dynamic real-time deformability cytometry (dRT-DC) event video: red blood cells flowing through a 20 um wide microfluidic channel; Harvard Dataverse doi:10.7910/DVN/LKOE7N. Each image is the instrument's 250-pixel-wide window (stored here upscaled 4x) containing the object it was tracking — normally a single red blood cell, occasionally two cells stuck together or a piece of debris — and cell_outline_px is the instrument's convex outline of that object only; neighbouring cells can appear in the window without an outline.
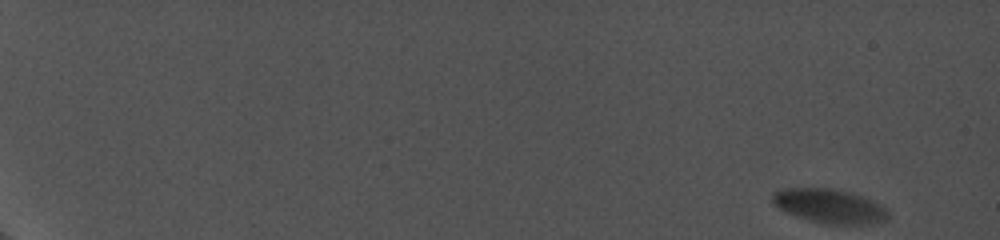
{"species": "common noctule bat (a hibernating species)", "species_latin": "Nyctalus noctula", "temperature_condition": "cold", "stored_images_in_passage": 16, "camera_frame_rate_fps": 5000, "um_per_image_px": 0.085, "animal": {"sex": "female", "body_mass_g": 19.0, "forearm_length_mm": 56.7}, "frame": {"image": 1, "passage_image": 1, "time_ms": 0.0, "image_size_px": [1000, 240], "cell_outline_px": [[888, 220], [868, 224], [828, 224], [796, 216], [784, 212], [772, 200], [772, 192], [780, 188], [832, 188], [852, 192], [872, 200], [880, 204], [888, 212]], "centroid_in_image_um": [70.5, 17.5], "position_along_channel_um": 14.5, "area_um2": 23.0}}
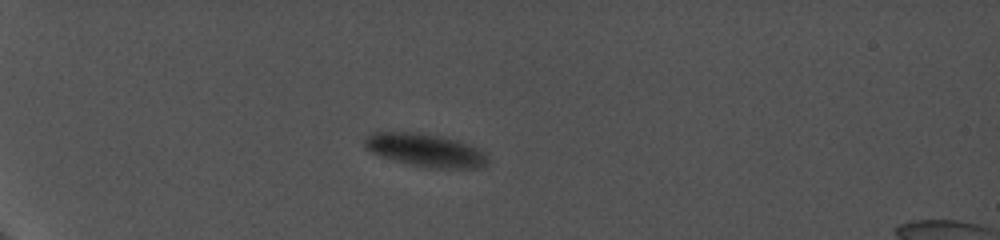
{"frame": {"image": 2, "passage_image": 7, "time_ms": 5.8, "image_size_px": [1000, 240], "cell_outline_px": [[488, 164], [484, 168], [424, 168], [392, 160], [380, 156], [364, 148], [364, 136], [372, 132], [416, 132], [440, 136], [460, 140], [484, 152], [488, 156]], "centroid_in_image_um": [36.15, 12.77], "position_along_channel_um": 48.8, "area_um2": 24.16}}
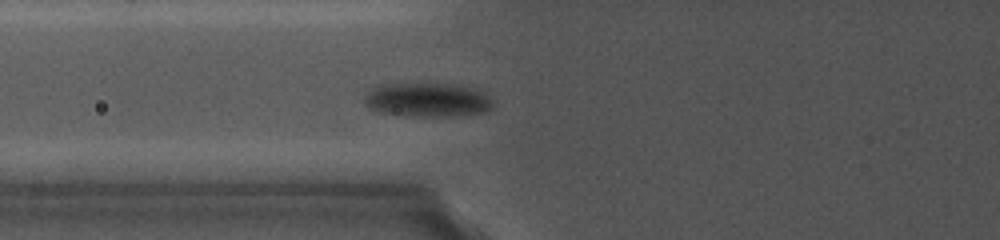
{"frame": {"image": 3, "passage_image": 10, "time_ms": 8.6, "image_size_px": [1000, 240], "cell_outline_px": [[492, 108], [488, 112], [456, 116], [408, 116], [384, 112], [368, 108], [364, 104], [364, 96], [376, 84], [416, 80], [456, 84], [476, 88], [484, 92], [492, 100]], "centroid_in_image_um": [36.31, 8.42], "position_along_channel_um": 89.5, "area_um2": 26.93}}